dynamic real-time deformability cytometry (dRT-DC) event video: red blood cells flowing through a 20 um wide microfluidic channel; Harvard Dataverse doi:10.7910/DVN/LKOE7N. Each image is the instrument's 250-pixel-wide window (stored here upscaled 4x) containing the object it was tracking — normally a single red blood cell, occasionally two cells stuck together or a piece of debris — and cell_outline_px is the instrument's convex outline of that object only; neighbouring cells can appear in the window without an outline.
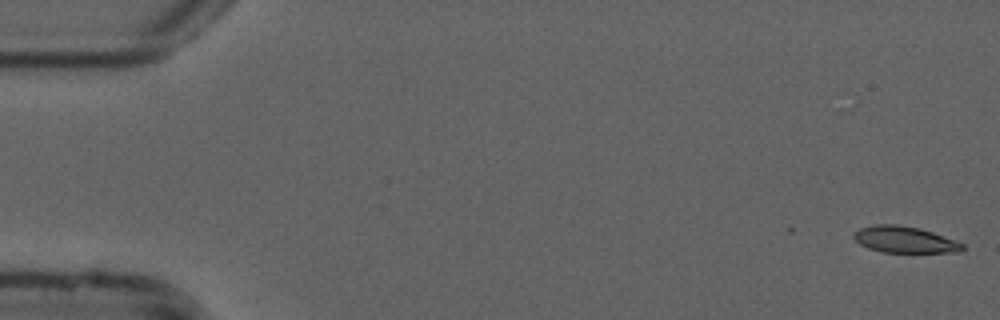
{"species": "common noctule bat (a hibernating species)", "species_latin": "Nyctalus noctula", "temperature_condition": "cold", "stored_images_in_passage": 53, "camera_frame_rate_fps": 3000, "um_per_image_px": 0.085, "animal": {"sex": "male", "forearm_length_mm": 52.5}, "frame": {"image": 1, "passage_image": 1, "time_ms": 0.0, "image_size_px": [1000, 320], "cell_outline_px": [[964, 248], [960, 252], [880, 252], [868, 248], [860, 244], [852, 236], [860, 228], [872, 224], [896, 224], [920, 228], [932, 232], [964, 244]], "centroid_in_image_um": [76.87, 20.36], "position_along_channel_um": 8.1, "area_um2": 16.65}}
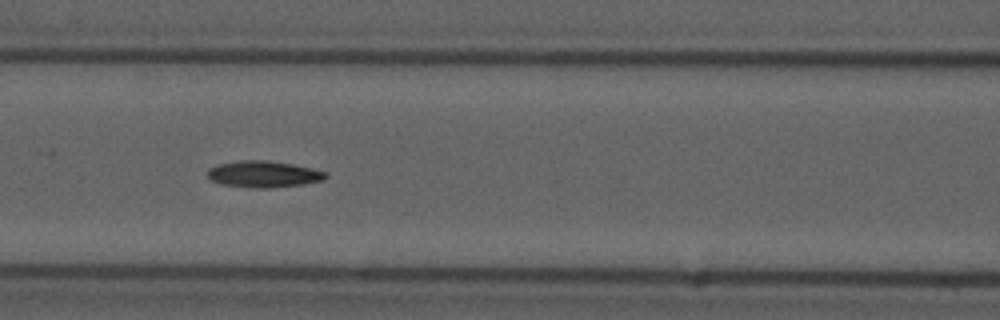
{"frame": {"image": 2, "passage_image": 23, "time_ms": 7.333, "image_size_px": [1000, 320], "cell_outline_px": [[328, 176], [324, 180], [304, 184], [268, 188], [252, 188], [220, 184], [212, 180], [208, 176], [208, 168], [216, 164], [240, 160], [268, 160], [292, 164], [312, 168], [328, 172]], "centroid_in_image_um": [22.41, 14.8], "position_along_channel_um": 144.2, "area_um2": 18.44}}
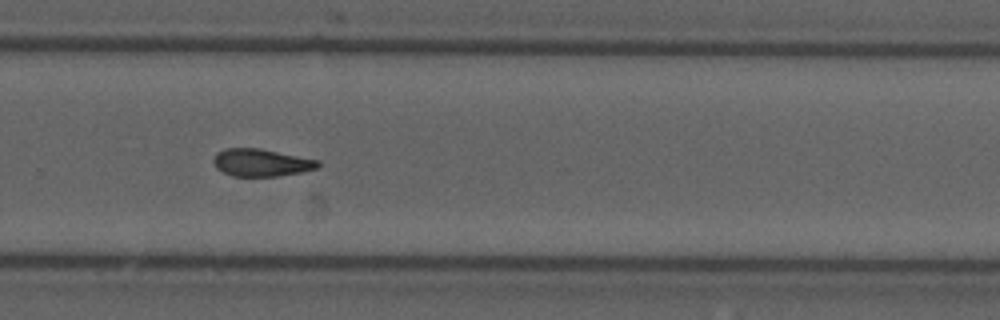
{"frame": {"image": 3, "passage_image": 36, "time_ms": 11.667, "image_size_px": [1000, 320], "cell_outline_px": [[320, 164], [316, 168], [300, 172], [276, 176], [232, 176], [216, 168], [212, 160], [216, 152], [224, 148], [260, 148], [320, 160]], "centroid_in_image_um": [22.17, 13.81], "position_along_channel_um": 307.6, "area_um2": 16.76}, "authors_computed_cell_mechanics": {"area_um2": 17.1666, "velocity_mm_per_s": 3.7941, "shape_relaxation_time_tau1_ms": null, "shape_relaxation_time_tau2_ms": 9.4163, "deformation_change_tau1": null, "deformation_change_tau2": 0.1868}}